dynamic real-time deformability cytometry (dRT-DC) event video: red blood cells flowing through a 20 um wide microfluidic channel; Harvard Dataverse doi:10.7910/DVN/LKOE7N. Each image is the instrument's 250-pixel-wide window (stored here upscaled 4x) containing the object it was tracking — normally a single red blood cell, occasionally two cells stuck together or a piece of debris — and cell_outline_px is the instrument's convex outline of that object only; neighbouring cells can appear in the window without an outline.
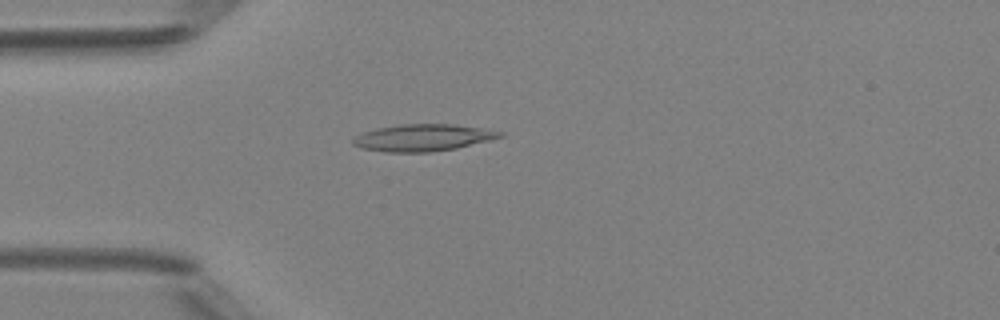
{"species": "Egyptian fruit bat (a non-hibernating species)", "species_latin": "Rousettus aegyptiacus", "temperature_condition": "room temperature", "stored_images_in_passage": 49, "camera_frame_rate_fps": 3000, "um_per_image_px": 0.085, "animal": {"sex": "female"}, "frame": {"image": 1, "passage_image": 14, "time_ms": 4.333, "image_size_px": [1000, 320], "cell_outline_px": [[504, 136], [492, 140], [456, 148], [432, 152], [384, 152], [360, 148], [352, 144], [352, 140], [356, 136], [364, 132], [376, 128], [400, 124], [452, 124], [480, 128], [504, 132]], "centroid_in_image_um": [35.95, 11.71], "position_along_channel_um": 49.1, "area_um2": 23.12}}
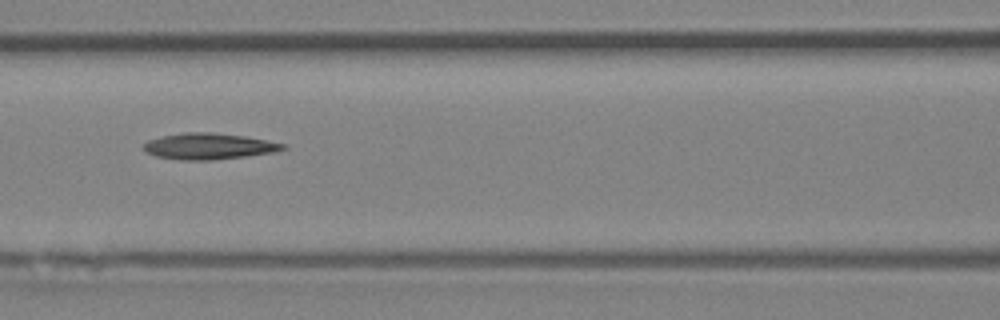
{"frame": {"image": 2, "passage_image": 22, "time_ms": 7.0, "image_size_px": [1000, 320], "cell_outline_px": [[288, 148], [272, 152], [244, 156], [212, 160], [180, 160], [156, 156], [148, 152], [144, 148], [144, 144], [148, 140], [164, 136], [184, 132], [212, 132], [244, 136], [284, 144]], "centroid_in_image_um": [17.73, 12.43], "position_along_channel_um": 148.9, "area_um2": 20.87}}
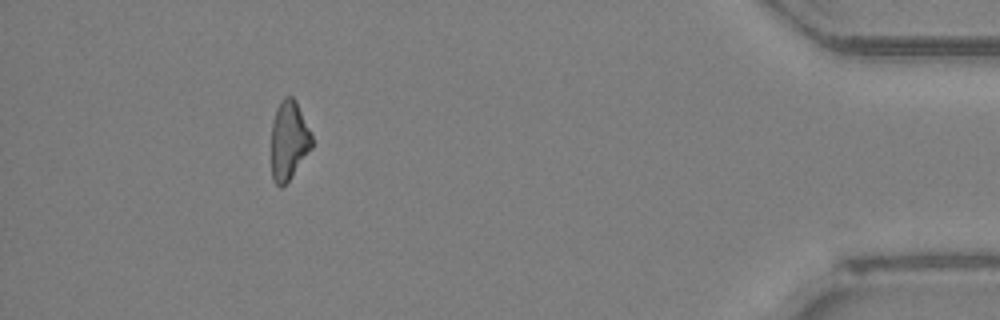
{"frame": {"image": 3, "passage_image": 45, "time_ms": 14.667, "image_size_px": [1000, 320], "cell_outline_px": [[312, 148], [288, 180], [280, 188], [272, 180], [272, 120], [276, 108], [280, 100], [284, 96], [292, 96], [296, 100], [312, 136]], "centroid_in_image_um": [24.54, 11.9], "position_along_channel_um": 410.7, "area_um2": 18.55}}